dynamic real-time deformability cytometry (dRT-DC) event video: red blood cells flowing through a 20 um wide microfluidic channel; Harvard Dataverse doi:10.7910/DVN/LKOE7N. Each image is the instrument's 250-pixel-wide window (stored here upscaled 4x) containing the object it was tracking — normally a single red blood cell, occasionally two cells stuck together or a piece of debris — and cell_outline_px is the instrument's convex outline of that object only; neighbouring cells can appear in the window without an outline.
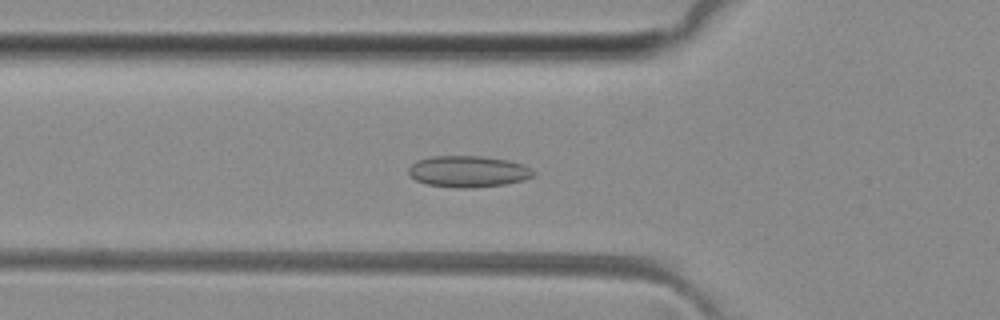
{"species": "common noctule bat (a hibernating species)", "species_latin": "Nyctalus noctula", "temperature_condition": "room temperature", "stored_images_in_passage": 42, "camera_frame_rate_fps": 3000, "um_per_image_px": 0.085, "animal": {"sex": "female", "body_mass_g": 29.2, "forearm_length_mm": 56.3}, "frame": {"image": 1, "passage_image": 9, "time_ms": 2.667, "image_size_px": [1000, 320], "cell_outline_px": [[536, 176], [524, 180], [504, 184], [472, 188], [456, 188], [424, 184], [416, 180], [408, 172], [408, 168], [416, 160], [432, 156], [484, 156], [508, 160], [524, 164], [536, 172]], "centroid_in_image_um": [39.82, 14.57], "position_along_channel_um": 86.0, "area_um2": 23.12}}
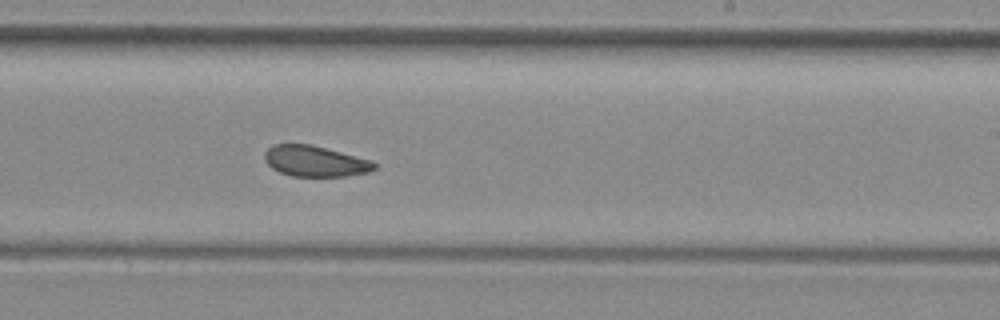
{"frame": {"image": 2, "passage_image": 22, "time_ms": 7.0, "image_size_px": [1000, 320], "cell_outline_px": [[380, 164], [376, 168], [368, 172], [344, 176], [292, 176], [280, 172], [272, 168], [264, 160], [264, 152], [272, 144], [308, 144], [372, 160]], "centroid_in_image_um": [26.78, 13.7], "position_along_channel_um": 262.2, "area_um2": 19.65}}
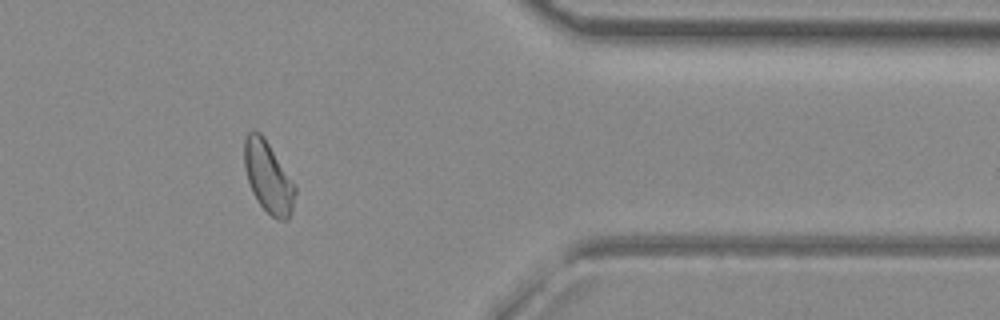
{"frame": {"image": 3, "passage_image": 33, "time_ms": 10.667, "image_size_px": [1000, 320], "cell_outline_px": [[296, 192], [292, 208], [288, 220], [276, 220], [260, 204], [252, 192], [244, 168], [244, 140], [248, 132], [252, 128], [260, 132], [264, 136], [296, 184]], "centroid_in_image_um": [22.8, 15.01], "position_along_channel_um": 388.6, "area_um2": 21.33}, "authors_computed_cell_mechanics": {"area_um2": 20.8658, "velocity_mm_per_s": 4.0676, "shape_relaxation_time_tau1_ms": null, "shape_relaxation_time_tau2_ms": 2.9944, "deformation_change_tau1": null, "deformation_change_tau2": 0.0823}}